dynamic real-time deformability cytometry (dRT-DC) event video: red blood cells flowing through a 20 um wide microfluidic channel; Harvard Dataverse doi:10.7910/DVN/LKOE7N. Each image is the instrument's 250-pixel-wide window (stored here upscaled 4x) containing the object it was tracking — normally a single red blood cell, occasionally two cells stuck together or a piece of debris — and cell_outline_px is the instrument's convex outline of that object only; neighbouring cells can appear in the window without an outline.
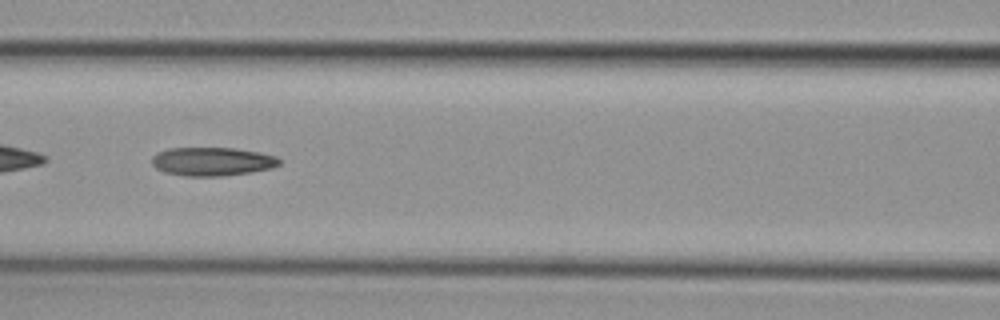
{"species": "common noctule bat (a hibernating species)", "species_latin": "Nyctalus noctula", "temperature_condition": "cold", "stored_images_in_passage": 54, "camera_frame_rate_fps": 3000, "um_per_image_px": 0.085, "animal": {"sex": "female", "body_mass_g": 29.2, "forearm_length_mm": 56.3}, "frame": {"image": 1, "passage_image": 23, "time_ms": 7.333, "image_size_px": [1000, 320], "cell_outline_px": [[280, 164], [272, 168], [252, 172], [224, 176], [184, 176], [164, 172], [156, 168], [152, 164], [152, 156], [156, 152], [168, 148], [236, 148], [260, 152], [276, 156], [280, 160]], "centroid_in_image_um": [18.03, 13.73], "position_along_channel_um": 148.6, "area_um2": 21.44}}
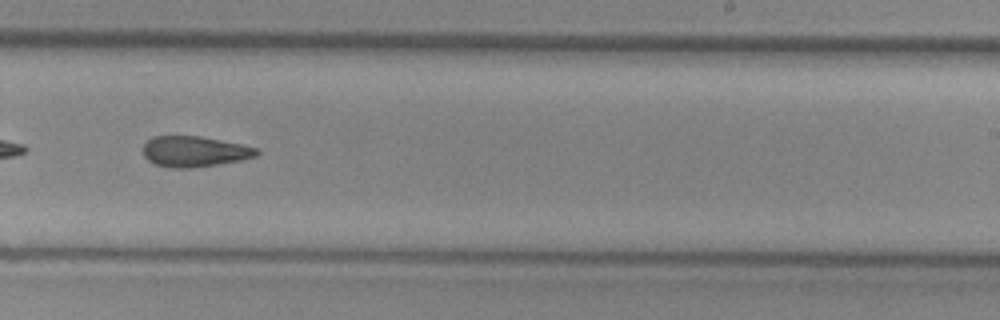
{"frame": {"image": 2, "passage_image": 33, "time_ms": 10.667, "image_size_px": [1000, 320], "cell_outline_px": [[260, 152], [256, 156], [240, 160], [192, 168], [172, 168], [152, 164], [144, 156], [144, 144], [152, 136], [200, 136], [240, 144], [256, 148]], "centroid_in_image_um": [16.49, 12.88], "position_along_channel_um": 272.5, "area_um2": 20.17}}
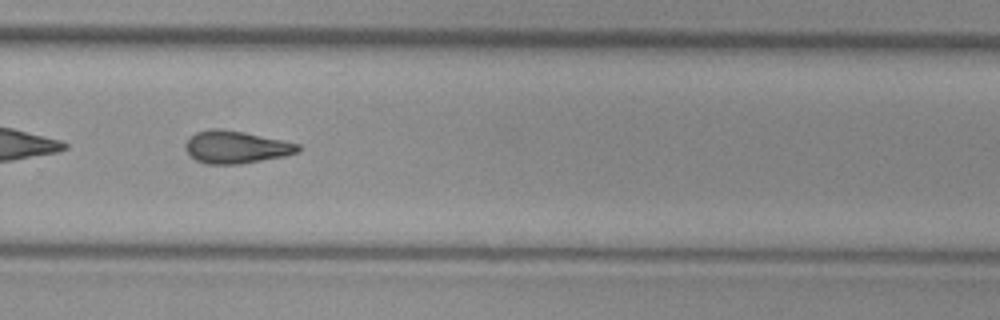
{"frame": {"image": 3, "passage_image": 36, "time_ms": 11.667, "image_size_px": [1000, 320], "cell_outline_px": [[300, 152], [284, 156], [236, 164], [204, 164], [196, 160], [184, 148], [184, 144], [188, 136], [196, 132], [208, 128], [220, 128], [244, 132], [284, 140], [300, 144]], "centroid_in_image_um": [20.03, 12.48], "position_along_channel_um": 309.8, "area_um2": 21.5}, "authors_computed_cell_mechanics": {"area_um2": 21.0392, "velocity_mm_per_s": 3.7284, "shape_relaxation_time_tau1_ms": null, "shape_relaxation_time_tau2_ms": 6.8824, "deformation_change_tau1": null, "deformation_change_tau2": 0.171}}